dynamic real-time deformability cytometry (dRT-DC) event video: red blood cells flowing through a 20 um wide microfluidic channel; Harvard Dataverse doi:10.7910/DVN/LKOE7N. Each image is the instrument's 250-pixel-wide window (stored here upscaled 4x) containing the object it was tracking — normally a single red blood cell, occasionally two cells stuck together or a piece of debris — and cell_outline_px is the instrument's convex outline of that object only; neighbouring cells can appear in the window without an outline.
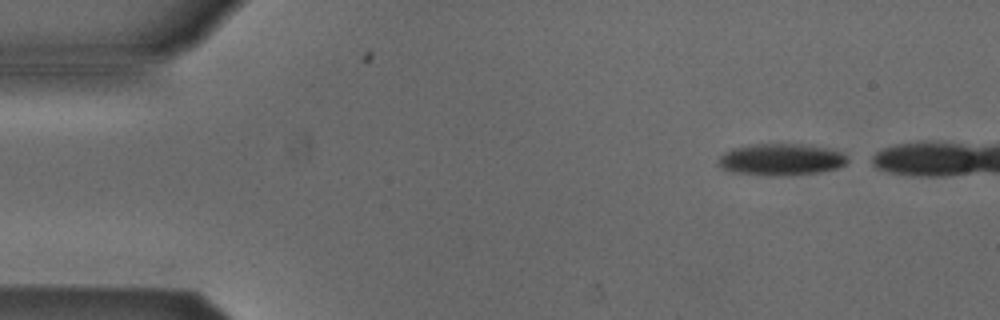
{"species": "Egyptian fruit bat (a non-hibernating species)", "species_latin": "Rousettus aegyptiacus", "temperature_condition": "cold", "stored_images_in_passage": 4, "camera_frame_rate_fps": 3000, "um_per_image_px": 0.085, "animal": {"sex": "male"}, "frame": {"image": 1, "passage_image": 1, "time_ms": 0.0, "image_size_px": [1000, 320], "cell_outline_px": [[848, 160], [844, 164], [836, 168], [820, 172], [776, 176], [768, 176], [732, 172], [716, 164], [720, 156], [724, 152], [732, 148], [756, 144], [800, 144], [828, 148], [840, 152], [848, 156]], "centroid_in_image_um": [66.36, 13.56], "position_along_channel_um": 18.6, "area_um2": 23.81}}